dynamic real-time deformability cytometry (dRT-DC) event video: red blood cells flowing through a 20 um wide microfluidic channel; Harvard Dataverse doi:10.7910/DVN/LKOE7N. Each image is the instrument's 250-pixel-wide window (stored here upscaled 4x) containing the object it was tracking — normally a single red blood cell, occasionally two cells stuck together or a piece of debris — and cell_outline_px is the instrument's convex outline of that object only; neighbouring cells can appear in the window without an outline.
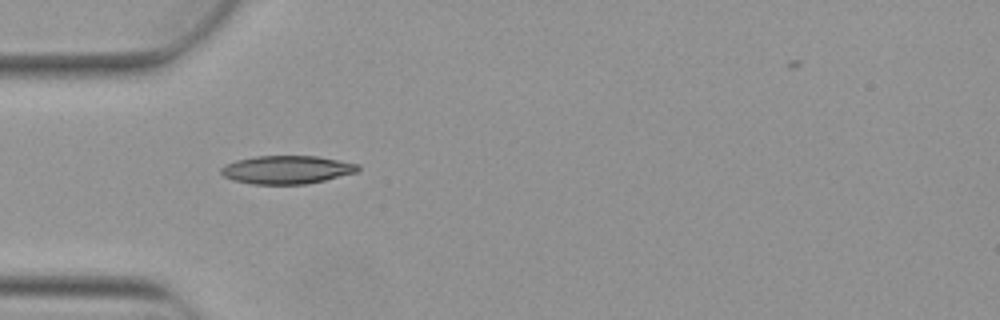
{"species": "Egyptian fruit bat (a non-hibernating species)", "species_latin": "Rousettus aegyptiacus", "temperature_condition": "warm", "stored_images_in_passage": 2, "camera_frame_rate_fps": 3000, "um_per_image_px": 0.085, "animal": {"sex": "female"}, "frame": {"image": 1, "passage_image": 1, "time_ms": 0.0, "image_size_px": [1000, 320], "cell_outline_px": [[360, 168], [356, 172], [324, 180], [304, 184], [252, 184], [232, 180], [224, 176], [220, 172], [220, 168], [224, 164], [236, 160], [256, 156], [316, 156], [360, 164]], "centroid_in_image_um": [24.34, 14.42], "position_along_channel_um": 60.7, "area_um2": 22.48}}
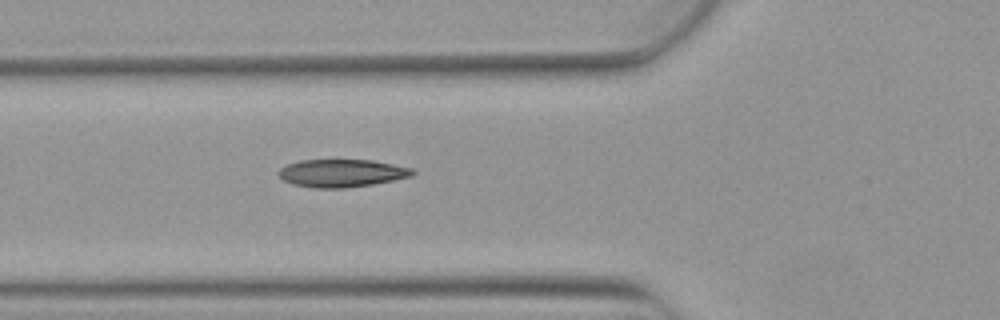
{"frame": {"image": 2, "passage_image": 2, "time_ms": 0.333, "image_size_px": [1000, 320], "cell_outline_px": [[416, 172], [412, 176], [372, 184], [348, 188], [312, 188], [292, 184], [284, 180], [276, 172], [280, 168], [288, 164], [300, 160], [372, 160], [412, 168]], "centroid_in_image_um": [29.03, 14.72], "position_along_channel_um": 96.8, "area_um2": 21.68}}